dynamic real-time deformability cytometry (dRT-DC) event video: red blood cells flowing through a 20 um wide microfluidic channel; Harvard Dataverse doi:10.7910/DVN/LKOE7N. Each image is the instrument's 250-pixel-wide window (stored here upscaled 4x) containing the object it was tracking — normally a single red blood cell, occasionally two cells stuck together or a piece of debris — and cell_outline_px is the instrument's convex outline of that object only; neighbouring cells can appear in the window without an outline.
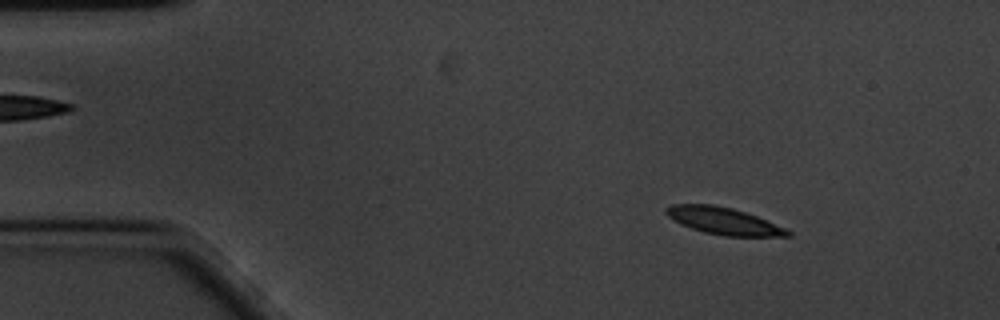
{"species": "common noctule bat (a hibernating species)", "species_latin": "Nyctalus noctula", "temperature_condition": "cold", "stored_images_in_passage": 57, "camera_frame_rate_fps": 3000, "um_per_image_px": 0.085, "animal": {"sex": "male", "body_mass_g": 20.1, "forearm_length_mm": 53.5}, "frame": {"image": 1, "passage_image": 8, "time_ms": 2.333, "image_size_px": [1000, 320], "cell_outline_px": [[792, 236], [724, 236], [704, 232], [680, 224], [668, 216], [664, 212], [664, 208], [672, 204], [712, 204], [732, 208], [756, 216], [784, 228], [792, 232]], "centroid_in_image_um": [61.46, 18.77], "position_along_channel_um": 23.5, "area_um2": 18.96}}
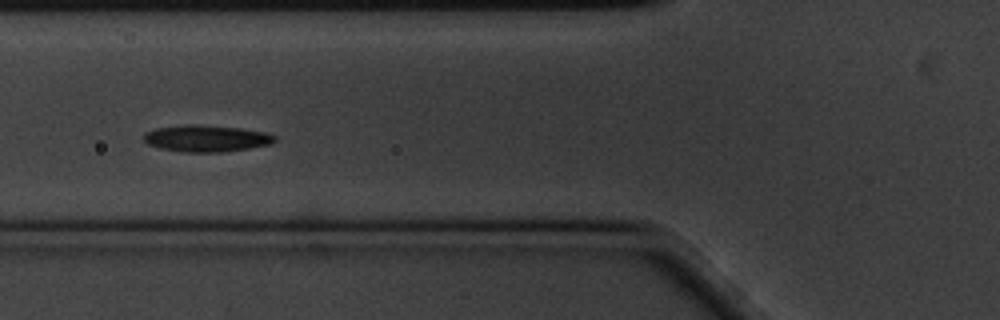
{"frame": {"image": 2, "passage_image": 22, "time_ms": 7.0, "image_size_px": [1000, 320], "cell_outline_px": [[276, 140], [272, 144], [224, 152], [184, 152], [160, 148], [148, 144], [144, 140], [144, 132], [156, 128], [184, 124], [192, 124], [240, 128], [264, 132], [276, 136]], "centroid_in_image_um": [17.53, 11.76], "position_along_channel_um": 108.3, "area_um2": 20.35}}
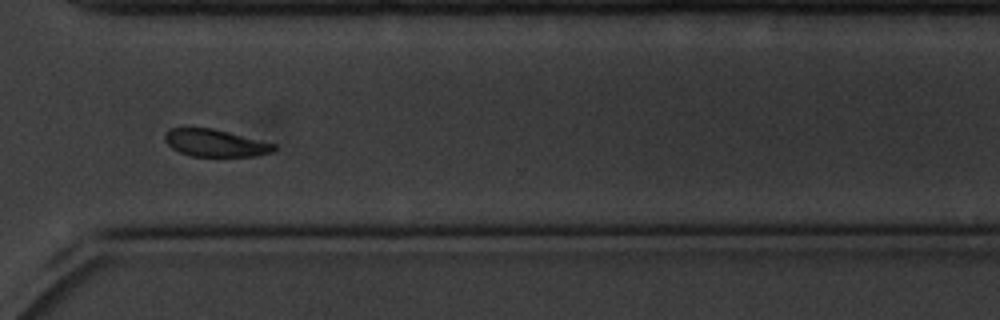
{"frame": {"image": 3, "passage_image": 44, "time_ms": 14.333, "image_size_px": [1000, 320], "cell_outline_px": [[276, 148], [272, 152], [256, 156], [192, 156], [180, 152], [172, 148], [164, 140], [164, 136], [168, 128], [212, 128], [276, 144]], "centroid_in_image_um": [18.29, 12.15], "position_along_channel_um": 352.3, "area_um2": 17.22}, "authors_computed_cell_mechanics": {"area_um2": 19.9988, "velocity_mm_per_s": 3.3304, "shape_relaxation_time_tau1_ms": 6.8962, "shape_relaxation_time_tau2_ms": 6.8463, "deformation_change_tau1": 0.2143, "deformation_change_tau2": 0.1055}}